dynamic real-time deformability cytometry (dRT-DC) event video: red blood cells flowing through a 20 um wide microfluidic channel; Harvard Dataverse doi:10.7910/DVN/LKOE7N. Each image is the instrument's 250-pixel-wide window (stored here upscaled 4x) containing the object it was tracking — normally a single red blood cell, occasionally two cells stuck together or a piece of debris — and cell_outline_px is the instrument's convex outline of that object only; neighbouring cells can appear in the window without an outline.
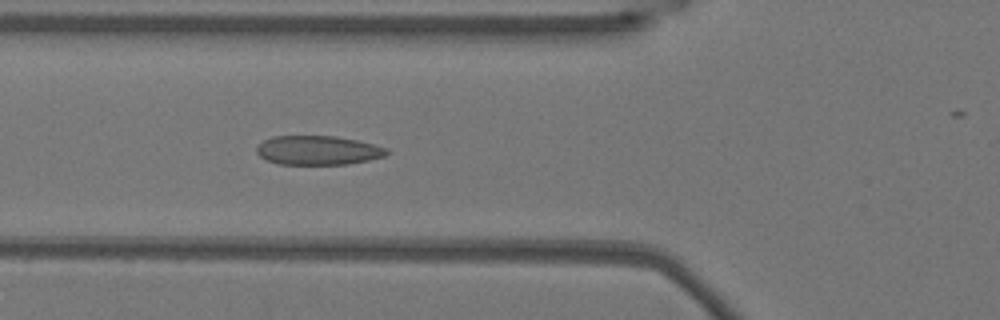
{"species": "Egyptian fruit bat (a non-hibernating species)", "species_latin": "Rousettus aegyptiacus", "temperature_condition": "warm", "stored_images_in_passage": 46, "camera_frame_rate_fps": 3000, "um_per_image_px": 0.085, "animal": {"sex": "female"}, "frame": {"image": 1, "passage_image": 19, "time_ms": 6.0, "image_size_px": [1000, 320], "cell_outline_px": [[388, 152], [384, 156], [368, 160], [348, 164], [276, 164], [260, 156], [256, 152], [256, 148], [264, 140], [272, 136], [336, 136], [356, 140], [388, 148]], "centroid_in_image_um": [27.01, 12.77], "position_along_channel_um": 98.8, "area_um2": 21.96}}
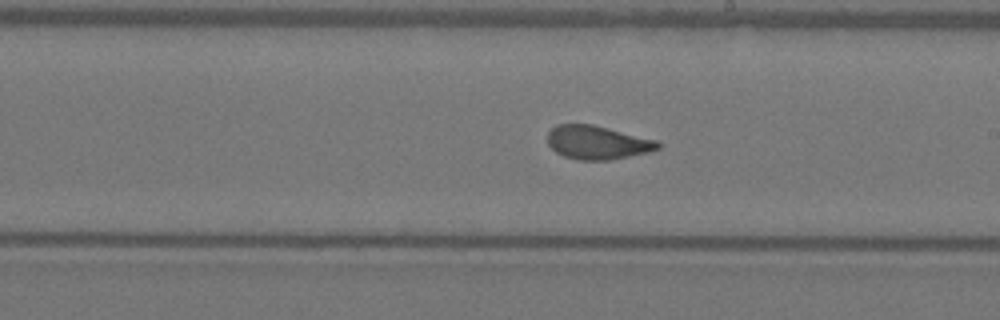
{"frame": {"image": 2, "passage_image": 30, "time_ms": 9.667, "image_size_px": [1000, 320], "cell_outline_px": [[660, 148], [648, 152], [608, 160], [576, 160], [564, 156], [556, 152], [548, 144], [548, 132], [556, 124], [592, 124], [656, 140], [660, 144]], "centroid_in_image_um": [50.74, 12.11], "position_along_channel_um": 238.3, "area_um2": 21.44}}
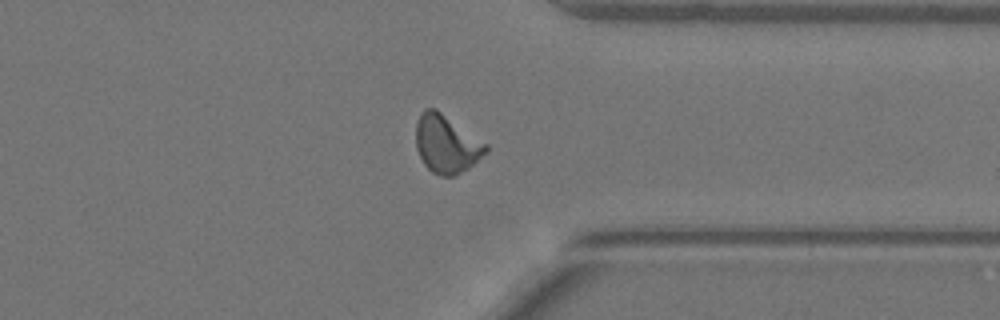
{"frame": {"image": 3, "passage_image": 41, "time_ms": 13.333, "image_size_px": [1000, 320], "cell_outline_px": [[488, 152], [468, 168], [456, 176], [440, 176], [432, 172], [424, 164], [416, 148], [416, 124], [420, 112], [424, 108], [436, 108], [488, 144]], "centroid_in_image_um": [37.95, 12.23], "position_along_channel_um": 373.4, "area_um2": 23.87}, "authors_computed_cell_mechanics": {"area_um2": 22.542, "velocity_mm_per_s": 3.7895, "shape_relaxation_time_tau1_ms": 6.9235, "shape_relaxation_time_tau2_ms": 0.7542, "deformation_change_tau1": 0.1826, "deformation_change_tau2": 0.0682}}